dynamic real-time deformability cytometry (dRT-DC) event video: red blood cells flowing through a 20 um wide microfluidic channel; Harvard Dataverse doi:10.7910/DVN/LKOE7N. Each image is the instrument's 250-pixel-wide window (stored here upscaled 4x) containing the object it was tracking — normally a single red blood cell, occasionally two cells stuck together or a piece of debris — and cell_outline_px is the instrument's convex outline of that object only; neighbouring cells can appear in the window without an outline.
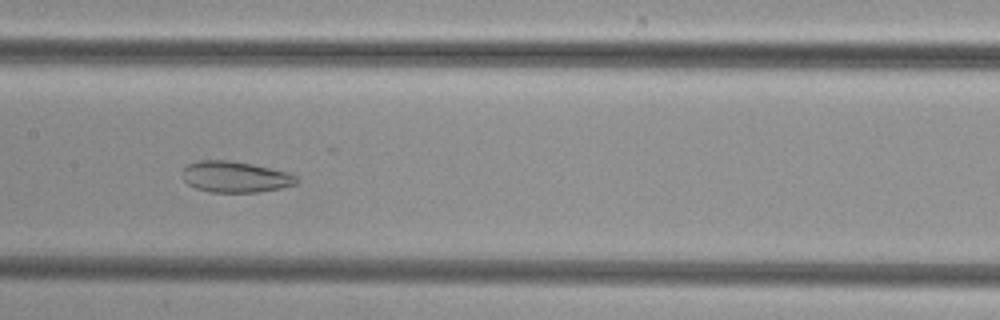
{"species": "common noctule bat (a hibernating species)", "species_latin": "Nyctalus noctula", "temperature_condition": "cold", "stored_images_in_passage": 36, "camera_frame_rate_fps": 3000, "um_per_image_px": 0.085, "animal": {"sex": "female", "body_mass_g": 29.2, "forearm_length_mm": 56.3}, "frame": {"image": 1, "passage_image": 11, "time_ms": 3.333, "image_size_px": [1000, 320], "cell_outline_px": [[300, 180], [296, 184], [280, 188], [256, 192], [208, 192], [196, 188], [188, 184], [184, 180], [180, 172], [188, 164], [200, 160], [232, 160], [252, 164], [288, 172], [296, 176]], "centroid_in_image_um": [19.98, 15.03], "position_along_channel_um": 187.4, "area_um2": 20.81}}
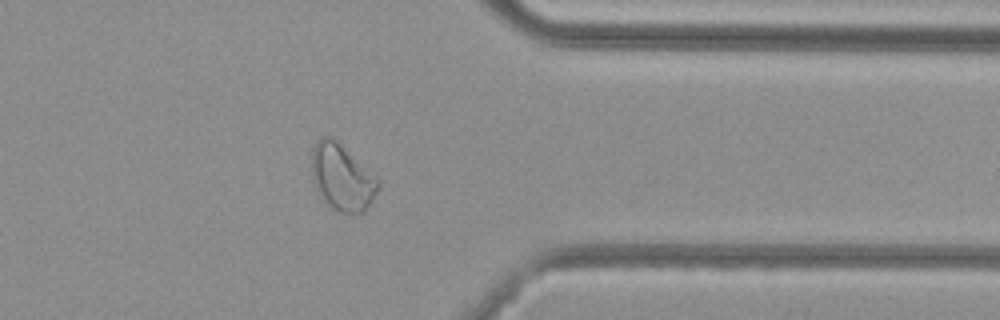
{"frame": {"image": 2, "passage_image": 26, "time_ms": 8.333, "image_size_px": [1000, 320], "cell_outline_px": [[380, 188], [364, 212], [340, 212], [332, 208], [324, 200], [316, 188], [312, 176], [312, 148], [316, 140], [320, 136], [332, 136], [380, 180]], "centroid_in_image_um": [29.07, 15.05], "position_along_channel_um": 382.3, "area_um2": 25.55}}
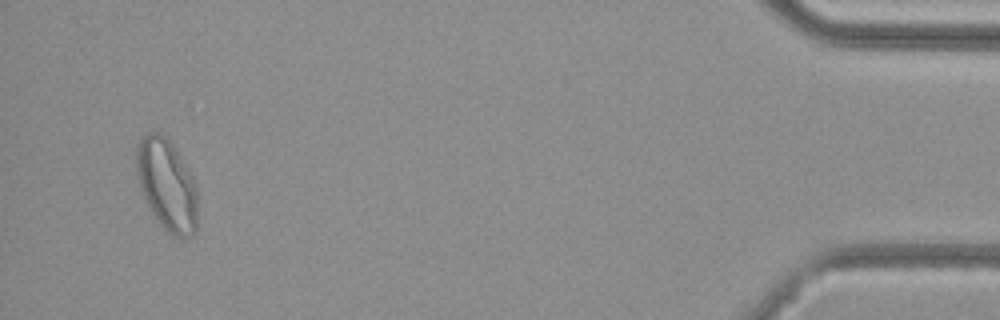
{"frame": {"image": 3, "passage_image": 34, "time_ms": 11.0, "image_size_px": [1000, 320], "cell_outline_px": [[196, 232], [192, 236], [172, 236], [152, 216], [148, 208], [140, 188], [136, 176], [136, 144], [148, 132], [160, 132], [172, 144], [196, 180]], "centroid_in_image_um": [14.16, 15.71], "position_along_channel_um": 421.0, "area_um2": 32.89}}